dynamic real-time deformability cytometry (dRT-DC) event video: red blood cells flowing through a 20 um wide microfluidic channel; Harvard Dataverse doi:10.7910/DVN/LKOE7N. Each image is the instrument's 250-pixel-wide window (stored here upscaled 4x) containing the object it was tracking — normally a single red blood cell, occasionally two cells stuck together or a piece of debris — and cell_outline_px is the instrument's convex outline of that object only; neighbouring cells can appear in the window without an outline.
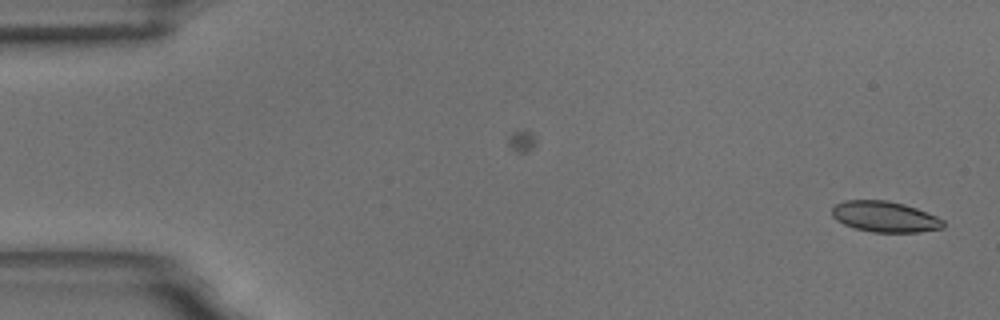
{"species": "common noctule bat (a hibernating species)", "species_latin": "Nyctalus noctula", "temperature_condition": "room temperature", "stored_images_in_passage": 55, "camera_frame_rate_fps": 3000, "um_per_image_px": 0.085, "animal": {"sex": "male", "body_mass_g": 18.8}, "frame": {"image": 1, "passage_image": 1, "time_ms": 0.0, "image_size_px": [1000, 320], "cell_outline_px": [[944, 228], [920, 232], [872, 232], [856, 228], [844, 224], [836, 220], [832, 216], [832, 208], [836, 204], [844, 200], [888, 200], [904, 204], [916, 208], [936, 216], [944, 220]], "centroid_in_image_um": [75.22, 18.42], "position_along_channel_um": 9.8, "area_um2": 20.0}}
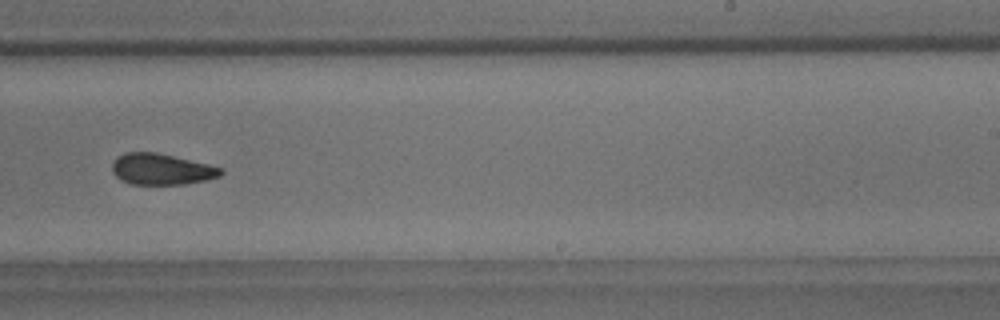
{"frame": {"image": 2, "passage_image": 34, "time_ms": 11.0, "image_size_px": [1000, 320], "cell_outline_px": [[224, 172], [220, 176], [208, 180], [184, 184], [132, 184], [120, 180], [112, 172], [112, 164], [116, 156], [124, 152], [156, 152], [208, 164], [224, 168]], "centroid_in_image_um": [13.72, 14.38], "position_along_channel_um": 275.3, "area_um2": 19.88}}
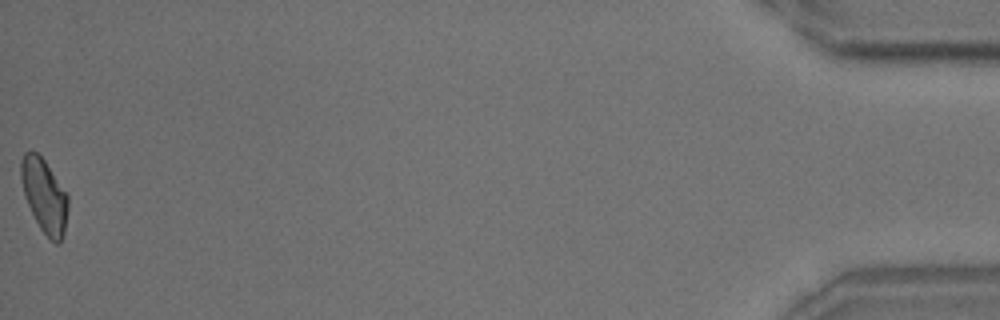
{"frame": {"image": 3, "passage_image": 55, "time_ms": 18.0, "image_size_px": [1000, 320], "cell_outline_px": [[68, 208], [64, 236], [60, 244], [56, 244], [40, 228], [24, 196], [20, 180], [20, 160], [24, 152], [36, 152], [44, 160], [68, 196]], "centroid_in_image_um": [3.76, 16.64], "position_along_channel_um": 431.4, "area_um2": 20.06}, "authors_computed_cell_mechanics": {"area_um2": 20.519, "velocity_mm_per_s": 3.6342, "shape_relaxation_time_tau1_ms": 8.1337, "shape_relaxation_time_tau2_ms": 3.5121, "deformation_change_tau1": 0.1483, "deformation_change_tau2": 0.0835}}